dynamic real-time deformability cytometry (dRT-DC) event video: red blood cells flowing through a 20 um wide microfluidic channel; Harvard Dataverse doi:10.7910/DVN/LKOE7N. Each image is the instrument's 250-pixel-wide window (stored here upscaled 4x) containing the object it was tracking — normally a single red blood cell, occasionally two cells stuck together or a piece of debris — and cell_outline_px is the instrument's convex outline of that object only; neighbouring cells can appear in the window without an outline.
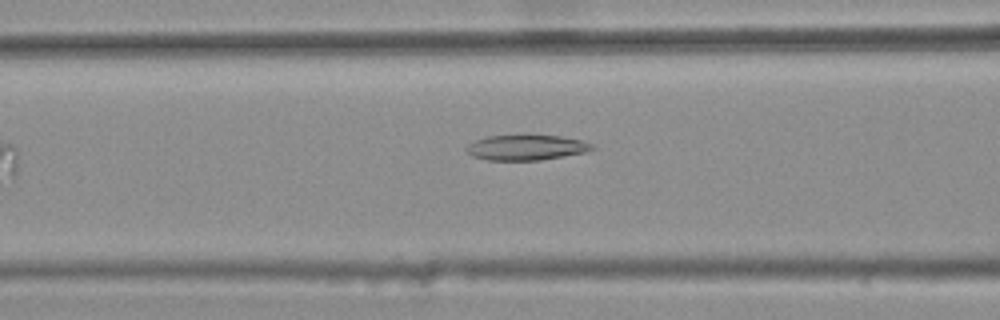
{"species": "common noctule bat (a hibernating species)", "species_latin": "Nyctalus noctula", "temperature_condition": "warm", "stored_images_in_passage": 7, "camera_frame_rate_fps": 3000, "um_per_image_px": 0.085, "animal": {"sex": "female", "body_mass_g": 25.1}, "frame": {"image": 1, "passage_image": 6, "time_ms": 1.667, "image_size_px": [1000, 320], "cell_outline_px": [[596, 148], [584, 152], [540, 160], [488, 160], [472, 156], [464, 148], [468, 144], [476, 140], [488, 136], [524, 132], [560, 136], [580, 140], [596, 144]], "centroid_in_image_um": [44.73, 12.48], "position_along_channel_um": 121.9, "area_um2": 19.31}}
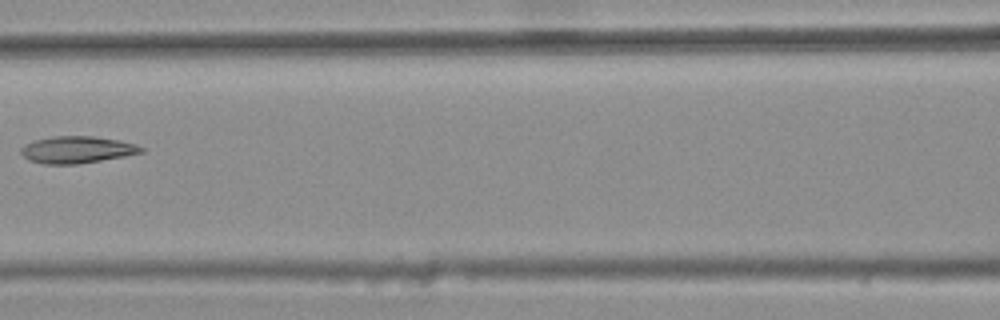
{"frame": {"image": 2, "passage_image": 7, "time_ms": 2.0, "image_size_px": [1000, 320], "cell_outline_px": [[144, 152], [124, 156], [76, 164], [44, 164], [28, 160], [20, 152], [20, 148], [24, 144], [36, 140], [52, 136], [96, 136], [120, 140], [136, 144], [144, 148]], "centroid_in_image_um": [6.54, 12.72], "position_along_channel_um": 160.1, "area_um2": 18.9}}